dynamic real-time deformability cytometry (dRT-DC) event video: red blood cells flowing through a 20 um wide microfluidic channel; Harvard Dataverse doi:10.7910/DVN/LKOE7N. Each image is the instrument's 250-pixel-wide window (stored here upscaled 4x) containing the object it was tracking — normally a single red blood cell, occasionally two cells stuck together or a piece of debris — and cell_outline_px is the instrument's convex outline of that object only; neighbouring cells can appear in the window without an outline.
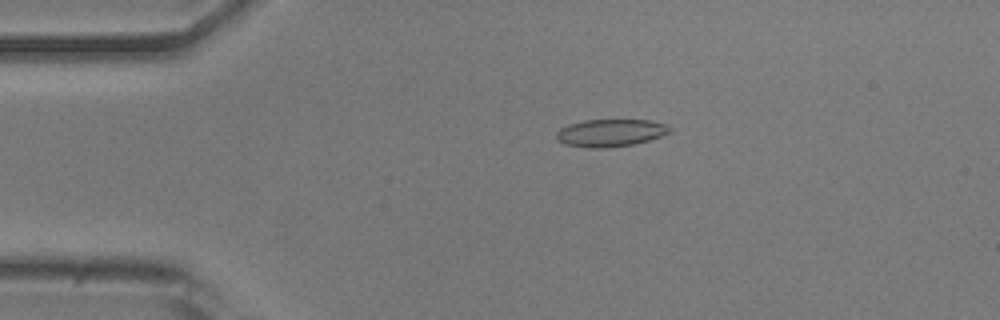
{"species": "common noctule bat (a hibernating species)", "species_latin": "Nyctalus noctula", "temperature_condition": "room temperature", "stored_images_in_passage": 48, "camera_frame_rate_fps": 3000, "um_per_image_px": 0.085, "animal": {"sex": "male", "body_mass_g": 20.5, "forearm_length_mm": 52.5}, "frame": {"image": 1, "passage_image": 7, "time_ms": 2.0, "image_size_px": [1000, 320], "cell_outline_px": [[672, 132], [648, 140], [632, 144], [604, 148], [592, 148], [564, 144], [556, 140], [556, 132], [560, 128], [568, 124], [584, 120], [652, 120], [668, 124], [672, 128]], "centroid_in_image_um": [51.9, 11.28], "position_along_channel_um": 33.1, "area_um2": 18.26}}
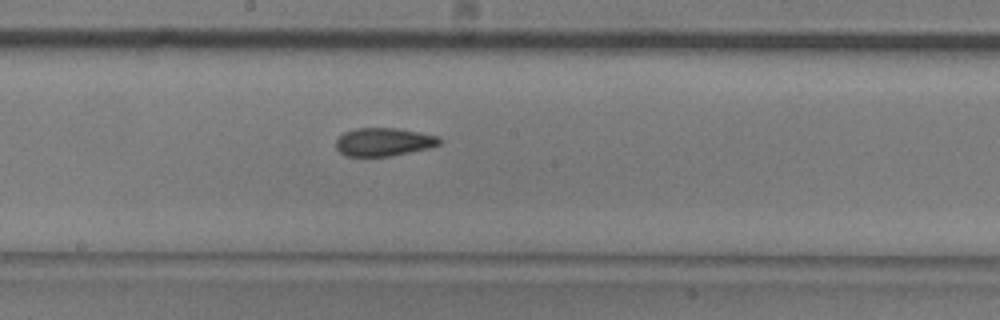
{"frame": {"image": 2, "passage_image": 24, "time_ms": 7.667, "image_size_px": [1000, 320], "cell_outline_px": [[444, 140], [440, 144], [428, 148], [388, 156], [344, 156], [336, 148], [336, 140], [344, 132], [356, 128], [396, 128], [420, 132], [440, 136]], "centroid_in_image_um": [32.63, 12.05], "position_along_channel_um": 215.6, "area_um2": 17.05}}
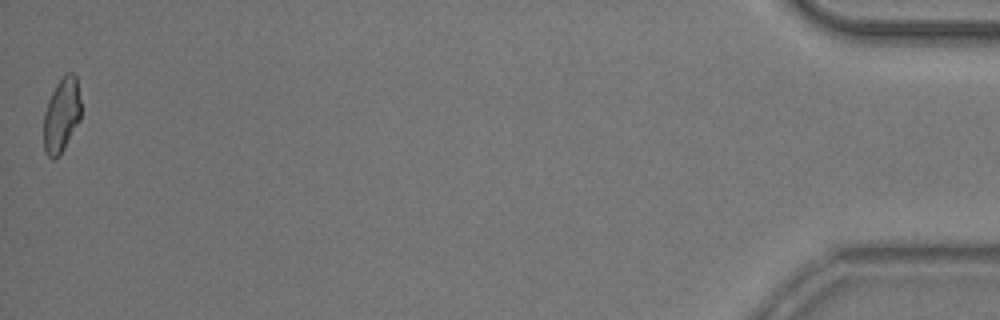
{"frame": {"image": 3, "passage_image": 48, "time_ms": 15.667, "image_size_px": [1000, 320], "cell_outline_px": [[80, 120], [64, 148], [52, 160], [44, 152], [44, 112], [48, 100], [56, 84], [68, 72], [72, 72], [76, 76], [80, 100]], "centroid_in_image_um": [5.22, 9.78], "position_along_channel_um": 430.0, "area_um2": 15.95}, "authors_computed_cell_mechanics": {"area_um2": 17.1955, "velocity_mm_per_s": 3.9032, "shape_relaxation_time_tau1_ms": null, "shape_relaxation_time_tau2_ms": 2.5451, "deformation_change_tau1": null, "deformation_change_tau2": 0.0957}}